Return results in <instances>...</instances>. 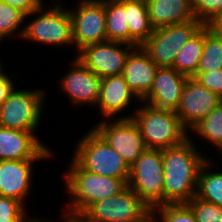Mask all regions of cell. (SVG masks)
Listing matches in <instances>:
<instances>
[{"mask_svg":"<svg viewBox=\"0 0 222 222\" xmlns=\"http://www.w3.org/2000/svg\"><path fill=\"white\" fill-rule=\"evenodd\" d=\"M25 16L19 9L0 1V39L3 42L12 37L22 39L25 29Z\"/></svg>","mask_w":222,"mask_h":222,"instance_id":"27","label":"cell"},{"mask_svg":"<svg viewBox=\"0 0 222 222\" xmlns=\"http://www.w3.org/2000/svg\"><path fill=\"white\" fill-rule=\"evenodd\" d=\"M107 41L129 44L127 10L124 0H105Z\"/></svg>","mask_w":222,"mask_h":222,"instance_id":"24","label":"cell"},{"mask_svg":"<svg viewBox=\"0 0 222 222\" xmlns=\"http://www.w3.org/2000/svg\"><path fill=\"white\" fill-rule=\"evenodd\" d=\"M22 89L15 87L0 106V127L37 132L43 119L47 91L39 87Z\"/></svg>","mask_w":222,"mask_h":222,"instance_id":"6","label":"cell"},{"mask_svg":"<svg viewBox=\"0 0 222 222\" xmlns=\"http://www.w3.org/2000/svg\"><path fill=\"white\" fill-rule=\"evenodd\" d=\"M204 46V26L193 35L177 53L172 68L180 74L194 77L199 66Z\"/></svg>","mask_w":222,"mask_h":222,"instance_id":"23","label":"cell"},{"mask_svg":"<svg viewBox=\"0 0 222 222\" xmlns=\"http://www.w3.org/2000/svg\"><path fill=\"white\" fill-rule=\"evenodd\" d=\"M203 26L196 19L157 28L140 47L158 67H172L183 45Z\"/></svg>","mask_w":222,"mask_h":222,"instance_id":"8","label":"cell"},{"mask_svg":"<svg viewBox=\"0 0 222 222\" xmlns=\"http://www.w3.org/2000/svg\"><path fill=\"white\" fill-rule=\"evenodd\" d=\"M138 222H161V220L154 210H150Z\"/></svg>","mask_w":222,"mask_h":222,"instance_id":"35","label":"cell"},{"mask_svg":"<svg viewBox=\"0 0 222 222\" xmlns=\"http://www.w3.org/2000/svg\"><path fill=\"white\" fill-rule=\"evenodd\" d=\"M68 8L72 22L75 54L84 46L107 41L105 0H78Z\"/></svg>","mask_w":222,"mask_h":222,"instance_id":"10","label":"cell"},{"mask_svg":"<svg viewBox=\"0 0 222 222\" xmlns=\"http://www.w3.org/2000/svg\"><path fill=\"white\" fill-rule=\"evenodd\" d=\"M193 133L196 138L200 136L204 142L213 144L214 150H222V102L189 131V136Z\"/></svg>","mask_w":222,"mask_h":222,"instance_id":"26","label":"cell"},{"mask_svg":"<svg viewBox=\"0 0 222 222\" xmlns=\"http://www.w3.org/2000/svg\"><path fill=\"white\" fill-rule=\"evenodd\" d=\"M194 139L189 136L180 145L162 149L163 205L187 203L196 194L199 171L208 156Z\"/></svg>","mask_w":222,"mask_h":222,"instance_id":"1","label":"cell"},{"mask_svg":"<svg viewBox=\"0 0 222 222\" xmlns=\"http://www.w3.org/2000/svg\"><path fill=\"white\" fill-rule=\"evenodd\" d=\"M1 61H2V58H0V74L6 69L3 67L4 61L3 63Z\"/></svg>","mask_w":222,"mask_h":222,"instance_id":"39","label":"cell"},{"mask_svg":"<svg viewBox=\"0 0 222 222\" xmlns=\"http://www.w3.org/2000/svg\"><path fill=\"white\" fill-rule=\"evenodd\" d=\"M28 211L22 202L0 196V222H28L33 217Z\"/></svg>","mask_w":222,"mask_h":222,"instance_id":"30","label":"cell"},{"mask_svg":"<svg viewBox=\"0 0 222 222\" xmlns=\"http://www.w3.org/2000/svg\"><path fill=\"white\" fill-rule=\"evenodd\" d=\"M187 78L172 67H158L153 86L141 102L176 111Z\"/></svg>","mask_w":222,"mask_h":222,"instance_id":"18","label":"cell"},{"mask_svg":"<svg viewBox=\"0 0 222 222\" xmlns=\"http://www.w3.org/2000/svg\"><path fill=\"white\" fill-rule=\"evenodd\" d=\"M70 61H72L71 67L60 78L58 86L69 98L71 105L77 107L81 105V108L87 105L96 108L101 78L85 67L76 57Z\"/></svg>","mask_w":222,"mask_h":222,"instance_id":"13","label":"cell"},{"mask_svg":"<svg viewBox=\"0 0 222 222\" xmlns=\"http://www.w3.org/2000/svg\"><path fill=\"white\" fill-rule=\"evenodd\" d=\"M134 99L141 102L129 89L122 74L101 78L99 98L96 104L103 117L101 120L132 118L131 113L124 115V111L133 106ZM118 114H121L120 117Z\"/></svg>","mask_w":222,"mask_h":222,"instance_id":"16","label":"cell"},{"mask_svg":"<svg viewBox=\"0 0 222 222\" xmlns=\"http://www.w3.org/2000/svg\"><path fill=\"white\" fill-rule=\"evenodd\" d=\"M48 159L0 160V196L14 198L24 205L34 183L35 162Z\"/></svg>","mask_w":222,"mask_h":222,"instance_id":"17","label":"cell"},{"mask_svg":"<svg viewBox=\"0 0 222 222\" xmlns=\"http://www.w3.org/2000/svg\"><path fill=\"white\" fill-rule=\"evenodd\" d=\"M157 70L158 66L142 48L136 47L128 55L122 76L129 89L142 101L153 86Z\"/></svg>","mask_w":222,"mask_h":222,"instance_id":"19","label":"cell"},{"mask_svg":"<svg viewBox=\"0 0 222 222\" xmlns=\"http://www.w3.org/2000/svg\"><path fill=\"white\" fill-rule=\"evenodd\" d=\"M222 35V17L212 25Z\"/></svg>","mask_w":222,"mask_h":222,"instance_id":"37","label":"cell"},{"mask_svg":"<svg viewBox=\"0 0 222 222\" xmlns=\"http://www.w3.org/2000/svg\"><path fill=\"white\" fill-rule=\"evenodd\" d=\"M153 29L196 20L192 0H145Z\"/></svg>","mask_w":222,"mask_h":222,"instance_id":"20","label":"cell"},{"mask_svg":"<svg viewBox=\"0 0 222 222\" xmlns=\"http://www.w3.org/2000/svg\"><path fill=\"white\" fill-rule=\"evenodd\" d=\"M150 210L127 185L118 194L91 204L79 218L84 222H138Z\"/></svg>","mask_w":222,"mask_h":222,"instance_id":"9","label":"cell"},{"mask_svg":"<svg viewBox=\"0 0 222 222\" xmlns=\"http://www.w3.org/2000/svg\"><path fill=\"white\" fill-rule=\"evenodd\" d=\"M92 128L131 166L147 149L132 118L100 120Z\"/></svg>","mask_w":222,"mask_h":222,"instance_id":"11","label":"cell"},{"mask_svg":"<svg viewBox=\"0 0 222 222\" xmlns=\"http://www.w3.org/2000/svg\"><path fill=\"white\" fill-rule=\"evenodd\" d=\"M56 2L53 6L51 4L50 8H47L45 3L39 9L25 16V19L29 20V17H34V19L29 22L25 20V29L21 40L29 41V43L33 41L46 46L54 45L53 47L56 48L57 46L62 48L64 46L67 48L68 45L74 46L68 7H63L62 5L66 4L62 2L59 3L57 0Z\"/></svg>","mask_w":222,"mask_h":222,"instance_id":"4","label":"cell"},{"mask_svg":"<svg viewBox=\"0 0 222 222\" xmlns=\"http://www.w3.org/2000/svg\"><path fill=\"white\" fill-rule=\"evenodd\" d=\"M161 222H197L186 203L164 204L153 209Z\"/></svg>","mask_w":222,"mask_h":222,"instance_id":"29","label":"cell"},{"mask_svg":"<svg viewBox=\"0 0 222 222\" xmlns=\"http://www.w3.org/2000/svg\"><path fill=\"white\" fill-rule=\"evenodd\" d=\"M192 8L203 25H213L222 17V0H192Z\"/></svg>","mask_w":222,"mask_h":222,"instance_id":"28","label":"cell"},{"mask_svg":"<svg viewBox=\"0 0 222 222\" xmlns=\"http://www.w3.org/2000/svg\"><path fill=\"white\" fill-rule=\"evenodd\" d=\"M140 103V106L131 109V113L147 149H167L189 139V131L175 111Z\"/></svg>","mask_w":222,"mask_h":222,"instance_id":"3","label":"cell"},{"mask_svg":"<svg viewBox=\"0 0 222 222\" xmlns=\"http://www.w3.org/2000/svg\"><path fill=\"white\" fill-rule=\"evenodd\" d=\"M135 48L121 42L105 41L84 46L73 57L95 75L105 78L122 74L128 55Z\"/></svg>","mask_w":222,"mask_h":222,"instance_id":"12","label":"cell"},{"mask_svg":"<svg viewBox=\"0 0 222 222\" xmlns=\"http://www.w3.org/2000/svg\"><path fill=\"white\" fill-rule=\"evenodd\" d=\"M13 8L19 9L25 15H29L36 9H39L46 0H0Z\"/></svg>","mask_w":222,"mask_h":222,"instance_id":"33","label":"cell"},{"mask_svg":"<svg viewBox=\"0 0 222 222\" xmlns=\"http://www.w3.org/2000/svg\"><path fill=\"white\" fill-rule=\"evenodd\" d=\"M53 152L37 132L0 127V160L53 159Z\"/></svg>","mask_w":222,"mask_h":222,"instance_id":"15","label":"cell"},{"mask_svg":"<svg viewBox=\"0 0 222 222\" xmlns=\"http://www.w3.org/2000/svg\"><path fill=\"white\" fill-rule=\"evenodd\" d=\"M193 78L222 98V69L208 73H196Z\"/></svg>","mask_w":222,"mask_h":222,"instance_id":"32","label":"cell"},{"mask_svg":"<svg viewBox=\"0 0 222 222\" xmlns=\"http://www.w3.org/2000/svg\"><path fill=\"white\" fill-rule=\"evenodd\" d=\"M59 216L63 217V219H61L62 222H84L79 217H74V216L64 215V214H59Z\"/></svg>","mask_w":222,"mask_h":222,"instance_id":"36","label":"cell"},{"mask_svg":"<svg viewBox=\"0 0 222 222\" xmlns=\"http://www.w3.org/2000/svg\"><path fill=\"white\" fill-rule=\"evenodd\" d=\"M221 102L222 98L219 95L191 77L185 82L180 104L175 113L183 126L190 131Z\"/></svg>","mask_w":222,"mask_h":222,"instance_id":"14","label":"cell"},{"mask_svg":"<svg viewBox=\"0 0 222 222\" xmlns=\"http://www.w3.org/2000/svg\"><path fill=\"white\" fill-rule=\"evenodd\" d=\"M7 73L8 72H5V70H4L0 74V106L8 98L9 94L13 91V89L17 86L13 80L14 75L10 74V73L7 74Z\"/></svg>","mask_w":222,"mask_h":222,"instance_id":"34","label":"cell"},{"mask_svg":"<svg viewBox=\"0 0 222 222\" xmlns=\"http://www.w3.org/2000/svg\"><path fill=\"white\" fill-rule=\"evenodd\" d=\"M163 160L161 149H146L130 166L127 185L153 210L163 205Z\"/></svg>","mask_w":222,"mask_h":222,"instance_id":"7","label":"cell"},{"mask_svg":"<svg viewBox=\"0 0 222 222\" xmlns=\"http://www.w3.org/2000/svg\"><path fill=\"white\" fill-rule=\"evenodd\" d=\"M129 28V45L140 47L153 33L145 0H124Z\"/></svg>","mask_w":222,"mask_h":222,"instance_id":"21","label":"cell"},{"mask_svg":"<svg viewBox=\"0 0 222 222\" xmlns=\"http://www.w3.org/2000/svg\"><path fill=\"white\" fill-rule=\"evenodd\" d=\"M215 163L208 157L201 166L195 196L222 208V171L214 168Z\"/></svg>","mask_w":222,"mask_h":222,"instance_id":"22","label":"cell"},{"mask_svg":"<svg viewBox=\"0 0 222 222\" xmlns=\"http://www.w3.org/2000/svg\"><path fill=\"white\" fill-rule=\"evenodd\" d=\"M197 222H222V208L194 196L186 203Z\"/></svg>","mask_w":222,"mask_h":222,"instance_id":"31","label":"cell"},{"mask_svg":"<svg viewBox=\"0 0 222 222\" xmlns=\"http://www.w3.org/2000/svg\"><path fill=\"white\" fill-rule=\"evenodd\" d=\"M72 158L86 171L128 179L130 166L93 128L77 141Z\"/></svg>","mask_w":222,"mask_h":222,"instance_id":"5","label":"cell"},{"mask_svg":"<svg viewBox=\"0 0 222 222\" xmlns=\"http://www.w3.org/2000/svg\"><path fill=\"white\" fill-rule=\"evenodd\" d=\"M222 69V35L212 26L204 25V46L196 73Z\"/></svg>","mask_w":222,"mask_h":222,"instance_id":"25","label":"cell"},{"mask_svg":"<svg viewBox=\"0 0 222 222\" xmlns=\"http://www.w3.org/2000/svg\"><path fill=\"white\" fill-rule=\"evenodd\" d=\"M72 159V160H71ZM63 174L64 192L69 197L64 215L79 217L91 204L112 197L122 191L128 179L94 174L84 170L73 158Z\"/></svg>","mask_w":222,"mask_h":222,"instance_id":"2","label":"cell"},{"mask_svg":"<svg viewBox=\"0 0 222 222\" xmlns=\"http://www.w3.org/2000/svg\"><path fill=\"white\" fill-rule=\"evenodd\" d=\"M28 222H52V220H50V219L48 220L44 217L42 218V216L40 218L36 217V216L34 217V215H33V217Z\"/></svg>","mask_w":222,"mask_h":222,"instance_id":"38","label":"cell"}]
</instances>
